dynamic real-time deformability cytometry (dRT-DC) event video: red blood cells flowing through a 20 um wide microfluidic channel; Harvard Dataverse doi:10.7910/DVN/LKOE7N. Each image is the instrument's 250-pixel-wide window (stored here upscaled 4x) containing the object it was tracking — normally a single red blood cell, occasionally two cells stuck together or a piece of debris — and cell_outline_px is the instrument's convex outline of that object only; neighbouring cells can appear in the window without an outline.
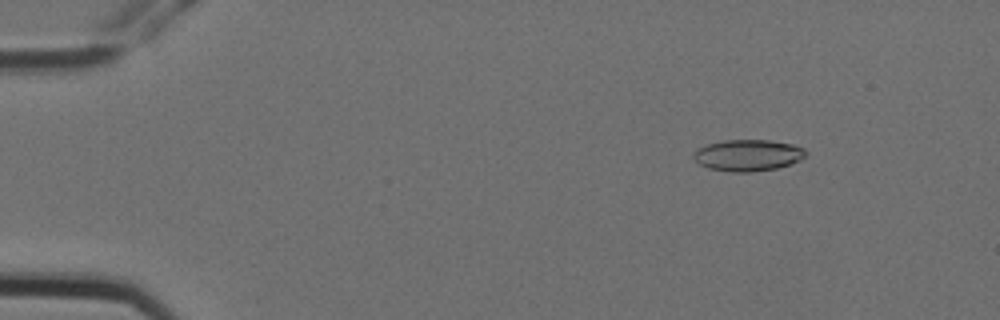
{"species": "Egyptian fruit bat (a non-hibernating species)", "species_latin": "Rousettus aegyptiacus", "temperature_condition": "cold", "stored_images_in_passage": 7, "camera_frame_rate_fps": 3000, "um_per_image_px": 0.085, "animal": {"sex": "female"}, "frame": {"image": 1, "passage_image": 3, "time_ms": 0.667, "image_size_px": [1000, 320], "cell_outline_px": [[808, 156], [800, 160], [776, 168], [752, 172], [728, 172], [708, 168], [700, 164], [692, 156], [700, 148], [708, 144], [724, 140], [768, 140], [792, 144], [804, 148], [808, 152]], "centroid_in_image_um": [63.62, 13.2], "position_along_channel_um": 21.4, "area_um2": 20.52}}
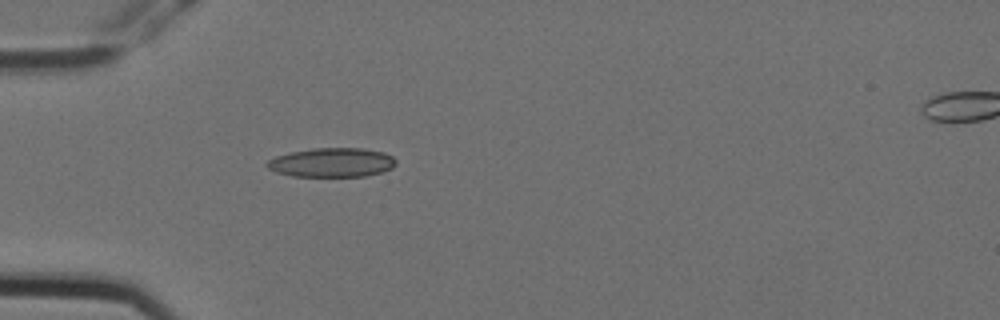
{"frame": {"image": 2, "passage_image": 6, "time_ms": 1.667, "image_size_px": [1000, 320], "cell_outline_px": [[396, 164], [392, 168], [384, 172], [364, 176], [292, 176], [276, 172], [268, 168], [264, 164], [268, 160], [276, 156], [292, 152], [312, 148], [364, 148], [384, 152], [392, 156], [396, 160]], "centroid_in_image_um": [28.23, 13.81], "position_along_channel_um": 56.8, "area_um2": 22.02}}